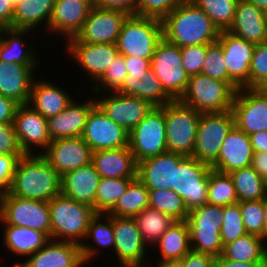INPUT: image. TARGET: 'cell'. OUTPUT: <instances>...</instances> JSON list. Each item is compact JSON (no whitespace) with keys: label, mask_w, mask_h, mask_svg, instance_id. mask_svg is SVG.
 Wrapping results in <instances>:
<instances>
[{"label":"cell","mask_w":267,"mask_h":267,"mask_svg":"<svg viewBox=\"0 0 267 267\" xmlns=\"http://www.w3.org/2000/svg\"><path fill=\"white\" fill-rule=\"evenodd\" d=\"M163 38L178 47L216 42L220 31L193 1L185 0L163 20Z\"/></svg>","instance_id":"6da1fadb"},{"label":"cell","mask_w":267,"mask_h":267,"mask_svg":"<svg viewBox=\"0 0 267 267\" xmlns=\"http://www.w3.org/2000/svg\"><path fill=\"white\" fill-rule=\"evenodd\" d=\"M11 195L49 202L61 193V175L40 154H24L18 161Z\"/></svg>","instance_id":"7a4b0ae2"},{"label":"cell","mask_w":267,"mask_h":267,"mask_svg":"<svg viewBox=\"0 0 267 267\" xmlns=\"http://www.w3.org/2000/svg\"><path fill=\"white\" fill-rule=\"evenodd\" d=\"M50 239L81 245L90 220L96 215L93 207L74 201L60 193L49 202Z\"/></svg>","instance_id":"3957f363"},{"label":"cell","mask_w":267,"mask_h":267,"mask_svg":"<svg viewBox=\"0 0 267 267\" xmlns=\"http://www.w3.org/2000/svg\"><path fill=\"white\" fill-rule=\"evenodd\" d=\"M236 91L224 81L198 74L190 76L178 99L198 113H221L231 110Z\"/></svg>","instance_id":"277c9868"},{"label":"cell","mask_w":267,"mask_h":267,"mask_svg":"<svg viewBox=\"0 0 267 267\" xmlns=\"http://www.w3.org/2000/svg\"><path fill=\"white\" fill-rule=\"evenodd\" d=\"M163 39L162 21L129 15L123 23L116 46L123 56L151 60L157 44Z\"/></svg>","instance_id":"5b68a950"},{"label":"cell","mask_w":267,"mask_h":267,"mask_svg":"<svg viewBox=\"0 0 267 267\" xmlns=\"http://www.w3.org/2000/svg\"><path fill=\"white\" fill-rule=\"evenodd\" d=\"M223 206L206 203L193 208L187 216L191 250L219 257L223 254L220 237Z\"/></svg>","instance_id":"8992f818"},{"label":"cell","mask_w":267,"mask_h":267,"mask_svg":"<svg viewBox=\"0 0 267 267\" xmlns=\"http://www.w3.org/2000/svg\"><path fill=\"white\" fill-rule=\"evenodd\" d=\"M199 119L200 113L178 99L165 104L167 152L192 156Z\"/></svg>","instance_id":"52a82bcc"},{"label":"cell","mask_w":267,"mask_h":267,"mask_svg":"<svg viewBox=\"0 0 267 267\" xmlns=\"http://www.w3.org/2000/svg\"><path fill=\"white\" fill-rule=\"evenodd\" d=\"M128 147L136 163L167 152L165 105L155 106L128 133Z\"/></svg>","instance_id":"ba28073f"},{"label":"cell","mask_w":267,"mask_h":267,"mask_svg":"<svg viewBox=\"0 0 267 267\" xmlns=\"http://www.w3.org/2000/svg\"><path fill=\"white\" fill-rule=\"evenodd\" d=\"M234 126L231 110L221 113H201L192 157L212 166L218 159L221 145Z\"/></svg>","instance_id":"9c48e42d"},{"label":"cell","mask_w":267,"mask_h":267,"mask_svg":"<svg viewBox=\"0 0 267 267\" xmlns=\"http://www.w3.org/2000/svg\"><path fill=\"white\" fill-rule=\"evenodd\" d=\"M212 167L186 156L175 168L171 190L183 198L188 211L207 203L209 173Z\"/></svg>","instance_id":"30bf717a"},{"label":"cell","mask_w":267,"mask_h":267,"mask_svg":"<svg viewBox=\"0 0 267 267\" xmlns=\"http://www.w3.org/2000/svg\"><path fill=\"white\" fill-rule=\"evenodd\" d=\"M0 219L8 225L39 230L50 238L48 202L24 199L8 192L0 198Z\"/></svg>","instance_id":"8fae6325"},{"label":"cell","mask_w":267,"mask_h":267,"mask_svg":"<svg viewBox=\"0 0 267 267\" xmlns=\"http://www.w3.org/2000/svg\"><path fill=\"white\" fill-rule=\"evenodd\" d=\"M182 63L180 47L163 38L156 46L151 59V68L161 81L164 90L174 100L182 96L190 78Z\"/></svg>","instance_id":"7c38bea8"},{"label":"cell","mask_w":267,"mask_h":267,"mask_svg":"<svg viewBox=\"0 0 267 267\" xmlns=\"http://www.w3.org/2000/svg\"><path fill=\"white\" fill-rule=\"evenodd\" d=\"M231 111L234 125L248 136L267 131V88H240Z\"/></svg>","instance_id":"4fadbf2b"},{"label":"cell","mask_w":267,"mask_h":267,"mask_svg":"<svg viewBox=\"0 0 267 267\" xmlns=\"http://www.w3.org/2000/svg\"><path fill=\"white\" fill-rule=\"evenodd\" d=\"M129 15L125 12L94 6L82 29L66 43L116 44L123 23Z\"/></svg>","instance_id":"5bb4252c"},{"label":"cell","mask_w":267,"mask_h":267,"mask_svg":"<svg viewBox=\"0 0 267 267\" xmlns=\"http://www.w3.org/2000/svg\"><path fill=\"white\" fill-rule=\"evenodd\" d=\"M93 95H95L96 104L106 116L128 132L155 107L147 100L118 92L94 93Z\"/></svg>","instance_id":"9a60e30c"},{"label":"cell","mask_w":267,"mask_h":267,"mask_svg":"<svg viewBox=\"0 0 267 267\" xmlns=\"http://www.w3.org/2000/svg\"><path fill=\"white\" fill-rule=\"evenodd\" d=\"M13 125L23 154L41 155L52 141L47 119L28 104L18 105Z\"/></svg>","instance_id":"2e32d148"},{"label":"cell","mask_w":267,"mask_h":267,"mask_svg":"<svg viewBox=\"0 0 267 267\" xmlns=\"http://www.w3.org/2000/svg\"><path fill=\"white\" fill-rule=\"evenodd\" d=\"M128 131L113 122L96 104L90 111L81 135L93 152L128 146Z\"/></svg>","instance_id":"e0dca14e"},{"label":"cell","mask_w":267,"mask_h":267,"mask_svg":"<svg viewBox=\"0 0 267 267\" xmlns=\"http://www.w3.org/2000/svg\"><path fill=\"white\" fill-rule=\"evenodd\" d=\"M93 151L81 137L52 140L41 154L61 175L92 162Z\"/></svg>","instance_id":"ac0fdd59"},{"label":"cell","mask_w":267,"mask_h":267,"mask_svg":"<svg viewBox=\"0 0 267 267\" xmlns=\"http://www.w3.org/2000/svg\"><path fill=\"white\" fill-rule=\"evenodd\" d=\"M65 52L70 54L83 72L85 71L89 82L96 83L106 72L109 65L117 57L119 51L116 44L66 43Z\"/></svg>","instance_id":"d6986e66"},{"label":"cell","mask_w":267,"mask_h":267,"mask_svg":"<svg viewBox=\"0 0 267 267\" xmlns=\"http://www.w3.org/2000/svg\"><path fill=\"white\" fill-rule=\"evenodd\" d=\"M222 48L229 77L240 87L249 88L250 64L255 44L221 31L217 40Z\"/></svg>","instance_id":"ffe728a7"},{"label":"cell","mask_w":267,"mask_h":267,"mask_svg":"<svg viewBox=\"0 0 267 267\" xmlns=\"http://www.w3.org/2000/svg\"><path fill=\"white\" fill-rule=\"evenodd\" d=\"M24 260V261H23ZM23 262L17 261L18 267H85L81 248L73 242L49 240L37 252Z\"/></svg>","instance_id":"44dd1931"},{"label":"cell","mask_w":267,"mask_h":267,"mask_svg":"<svg viewBox=\"0 0 267 267\" xmlns=\"http://www.w3.org/2000/svg\"><path fill=\"white\" fill-rule=\"evenodd\" d=\"M114 250L118 263L147 262V248L134 218L113 216Z\"/></svg>","instance_id":"7402d4cb"},{"label":"cell","mask_w":267,"mask_h":267,"mask_svg":"<svg viewBox=\"0 0 267 267\" xmlns=\"http://www.w3.org/2000/svg\"><path fill=\"white\" fill-rule=\"evenodd\" d=\"M253 149L249 136L235 125L223 140L213 170L224 174L251 166Z\"/></svg>","instance_id":"603a6c76"},{"label":"cell","mask_w":267,"mask_h":267,"mask_svg":"<svg viewBox=\"0 0 267 267\" xmlns=\"http://www.w3.org/2000/svg\"><path fill=\"white\" fill-rule=\"evenodd\" d=\"M95 3H81L79 0H55L49 20L50 32L62 35L64 40L75 37L82 29Z\"/></svg>","instance_id":"cb8c5ba5"},{"label":"cell","mask_w":267,"mask_h":267,"mask_svg":"<svg viewBox=\"0 0 267 267\" xmlns=\"http://www.w3.org/2000/svg\"><path fill=\"white\" fill-rule=\"evenodd\" d=\"M40 65H20L0 60V95L18 105L28 104L32 84Z\"/></svg>","instance_id":"d4e9b609"},{"label":"cell","mask_w":267,"mask_h":267,"mask_svg":"<svg viewBox=\"0 0 267 267\" xmlns=\"http://www.w3.org/2000/svg\"><path fill=\"white\" fill-rule=\"evenodd\" d=\"M186 156L166 152L137 163V177L148 190L171 189L175 168Z\"/></svg>","instance_id":"484cf974"},{"label":"cell","mask_w":267,"mask_h":267,"mask_svg":"<svg viewBox=\"0 0 267 267\" xmlns=\"http://www.w3.org/2000/svg\"><path fill=\"white\" fill-rule=\"evenodd\" d=\"M78 101L73 99L71 103L58 115L47 119L48 131L51 140L81 137L87 117L96 105L95 97ZM81 102V103H80Z\"/></svg>","instance_id":"4316f807"},{"label":"cell","mask_w":267,"mask_h":267,"mask_svg":"<svg viewBox=\"0 0 267 267\" xmlns=\"http://www.w3.org/2000/svg\"><path fill=\"white\" fill-rule=\"evenodd\" d=\"M228 32L253 44L265 43L267 13L246 0H239L233 24Z\"/></svg>","instance_id":"83f0119b"},{"label":"cell","mask_w":267,"mask_h":267,"mask_svg":"<svg viewBox=\"0 0 267 267\" xmlns=\"http://www.w3.org/2000/svg\"><path fill=\"white\" fill-rule=\"evenodd\" d=\"M100 180L101 177L91 162L61 176V193L93 207L95 211V197Z\"/></svg>","instance_id":"f1b7e54d"},{"label":"cell","mask_w":267,"mask_h":267,"mask_svg":"<svg viewBox=\"0 0 267 267\" xmlns=\"http://www.w3.org/2000/svg\"><path fill=\"white\" fill-rule=\"evenodd\" d=\"M116 92L147 100L154 106H163L174 100L164 90L152 68L144 72L137 71L127 74L122 86Z\"/></svg>","instance_id":"f546056e"},{"label":"cell","mask_w":267,"mask_h":267,"mask_svg":"<svg viewBox=\"0 0 267 267\" xmlns=\"http://www.w3.org/2000/svg\"><path fill=\"white\" fill-rule=\"evenodd\" d=\"M73 94H68L51 81L36 78L32 84L28 102L35 111L46 119L61 113L73 100Z\"/></svg>","instance_id":"4dcf8cb0"},{"label":"cell","mask_w":267,"mask_h":267,"mask_svg":"<svg viewBox=\"0 0 267 267\" xmlns=\"http://www.w3.org/2000/svg\"><path fill=\"white\" fill-rule=\"evenodd\" d=\"M92 163L101 178L137 177V163L128 146L95 151Z\"/></svg>","instance_id":"1f68e13d"},{"label":"cell","mask_w":267,"mask_h":267,"mask_svg":"<svg viewBox=\"0 0 267 267\" xmlns=\"http://www.w3.org/2000/svg\"><path fill=\"white\" fill-rule=\"evenodd\" d=\"M3 233V247L11 254L25 258L31 256L39 249L44 247L50 238L39 230H34L28 227L14 226L5 224L0 219Z\"/></svg>","instance_id":"d6a6232c"},{"label":"cell","mask_w":267,"mask_h":267,"mask_svg":"<svg viewBox=\"0 0 267 267\" xmlns=\"http://www.w3.org/2000/svg\"><path fill=\"white\" fill-rule=\"evenodd\" d=\"M114 230H113V216L108 214H96L89 223L86 237L80 245L84 263L88 265L90 261L96 259L99 251L102 249L114 250ZM88 240L92 242L87 243ZM86 241V242H85ZM92 243V245L90 244ZM100 248V249H99Z\"/></svg>","instance_id":"836d02e7"},{"label":"cell","mask_w":267,"mask_h":267,"mask_svg":"<svg viewBox=\"0 0 267 267\" xmlns=\"http://www.w3.org/2000/svg\"><path fill=\"white\" fill-rule=\"evenodd\" d=\"M31 31L34 32L33 30L2 28L0 35V60L20 65H39L41 59L38 58L39 56H37L34 46L31 47L30 45L28 47L26 41H23L24 36L30 35Z\"/></svg>","instance_id":"e575fe53"},{"label":"cell","mask_w":267,"mask_h":267,"mask_svg":"<svg viewBox=\"0 0 267 267\" xmlns=\"http://www.w3.org/2000/svg\"><path fill=\"white\" fill-rule=\"evenodd\" d=\"M54 4L55 0H22L14 8L12 29L35 31L43 26L48 33Z\"/></svg>","instance_id":"d590c367"},{"label":"cell","mask_w":267,"mask_h":267,"mask_svg":"<svg viewBox=\"0 0 267 267\" xmlns=\"http://www.w3.org/2000/svg\"><path fill=\"white\" fill-rule=\"evenodd\" d=\"M160 252L156 263L171 259H181L191 251L190 232L187 221H175L153 245Z\"/></svg>","instance_id":"8d00e7d4"},{"label":"cell","mask_w":267,"mask_h":267,"mask_svg":"<svg viewBox=\"0 0 267 267\" xmlns=\"http://www.w3.org/2000/svg\"><path fill=\"white\" fill-rule=\"evenodd\" d=\"M222 255L231 261L265 262L267 259V244L263 238L247 233L226 244Z\"/></svg>","instance_id":"74e56055"},{"label":"cell","mask_w":267,"mask_h":267,"mask_svg":"<svg viewBox=\"0 0 267 267\" xmlns=\"http://www.w3.org/2000/svg\"><path fill=\"white\" fill-rule=\"evenodd\" d=\"M148 206L149 190L136 177L107 214L119 218H134Z\"/></svg>","instance_id":"f35d334b"},{"label":"cell","mask_w":267,"mask_h":267,"mask_svg":"<svg viewBox=\"0 0 267 267\" xmlns=\"http://www.w3.org/2000/svg\"><path fill=\"white\" fill-rule=\"evenodd\" d=\"M238 202L255 201L266 198V180L252 166L232 171Z\"/></svg>","instance_id":"ab89813d"},{"label":"cell","mask_w":267,"mask_h":267,"mask_svg":"<svg viewBox=\"0 0 267 267\" xmlns=\"http://www.w3.org/2000/svg\"><path fill=\"white\" fill-rule=\"evenodd\" d=\"M134 220L147 246H153L163 233L175 222L171 216L150 207L145 208L136 215Z\"/></svg>","instance_id":"60d3db41"},{"label":"cell","mask_w":267,"mask_h":267,"mask_svg":"<svg viewBox=\"0 0 267 267\" xmlns=\"http://www.w3.org/2000/svg\"><path fill=\"white\" fill-rule=\"evenodd\" d=\"M135 178H101L95 197V213L107 214Z\"/></svg>","instance_id":"b9f144b4"},{"label":"cell","mask_w":267,"mask_h":267,"mask_svg":"<svg viewBox=\"0 0 267 267\" xmlns=\"http://www.w3.org/2000/svg\"><path fill=\"white\" fill-rule=\"evenodd\" d=\"M148 207L171 216L175 221H185L189 215L183 198L171 189L149 190Z\"/></svg>","instance_id":"7bdbcfd3"},{"label":"cell","mask_w":267,"mask_h":267,"mask_svg":"<svg viewBox=\"0 0 267 267\" xmlns=\"http://www.w3.org/2000/svg\"><path fill=\"white\" fill-rule=\"evenodd\" d=\"M207 203L225 206L238 203L234 182L229 174L211 170L209 173Z\"/></svg>","instance_id":"ee69618b"},{"label":"cell","mask_w":267,"mask_h":267,"mask_svg":"<svg viewBox=\"0 0 267 267\" xmlns=\"http://www.w3.org/2000/svg\"><path fill=\"white\" fill-rule=\"evenodd\" d=\"M212 20L219 31H228L233 24L239 0H191Z\"/></svg>","instance_id":"f6af8a7d"},{"label":"cell","mask_w":267,"mask_h":267,"mask_svg":"<svg viewBox=\"0 0 267 267\" xmlns=\"http://www.w3.org/2000/svg\"><path fill=\"white\" fill-rule=\"evenodd\" d=\"M201 74L227 82L236 92L240 89L228 75L223 48L218 41L207 45L206 58L202 65Z\"/></svg>","instance_id":"bcb514c9"},{"label":"cell","mask_w":267,"mask_h":267,"mask_svg":"<svg viewBox=\"0 0 267 267\" xmlns=\"http://www.w3.org/2000/svg\"><path fill=\"white\" fill-rule=\"evenodd\" d=\"M247 234L240 210V202L223 206L220 237L223 247Z\"/></svg>","instance_id":"7dc6e473"},{"label":"cell","mask_w":267,"mask_h":267,"mask_svg":"<svg viewBox=\"0 0 267 267\" xmlns=\"http://www.w3.org/2000/svg\"><path fill=\"white\" fill-rule=\"evenodd\" d=\"M127 74L124 56L118 54L103 76L92 85L90 90L92 94L116 92L122 86Z\"/></svg>","instance_id":"c3c4849f"},{"label":"cell","mask_w":267,"mask_h":267,"mask_svg":"<svg viewBox=\"0 0 267 267\" xmlns=\"http://www.w3.org/2000/svg\"><path fill=\"white\" fill-rule=\"evenodd\" d=\"M245 230L248 234L264 237L263 199L240 202Z\"/></svg>","instance_id":"681fc988"},{"label":"cell","mask_w":267,"mask_h":267,"mask_svg":"<svg viewBox=\"0 0 267 267\" xmlns=\"http://www.w3.org/2000/svg\"><path fill=\"white\" fill-rule=\"evenodd\" d=\"M249 88H267V42L255 44L250 64Z\"/></svg>","instance_id":"f907efd6"},{"label":"cell","mask_w":267,"mask_h":267,"mask_svg":"<svg viewBox=\"0 0 267 267\" xmlns=\"http://www.w3.org/2000/svg\"><path fill=\"white\" fill-rule=\"evenodd\" d=\"M185 0H137L135 15L163 20Z\"/></svg>","instance_id":"816d5d0a"},{"label":"cell","mask_w":267,"mask_h":267,"mask_svg":"<svg viewBox=\"0 0 267 267\" xmlns=\"http://www.w3.org/2000/svg\"><path fill=\"white\" fill-rule=\"evenodd\" d=\"M207 45L180 47L182 66L190 76L201 74L202 65L206 58Z\"/></svg>","instance_id":"f5cc1de1"},{"label":"cell","mask_w":267,"mask_h":267,"mask_svg":"<svg viewBox=\"0 0 267 267\" xmlns=\"http://www.w3.org/2000/svg\"><path fill=\"white\" fill-rule=\"evenodd\" d=\"M23 155H0V196L10 191L14 172L19 159Z\"/></svg>","instance_id":"db71d44e"},{"label":"cell","mask_w":267,"mask_h":267,"mask_svg":"<svg viewBox=\"0 0 267 267\" xmlns=\"http://www.w3.org/2000/svg\"><path fill=\"white\" fill-rule=\"evenodd\" d=\"M0 155H24L13 124H0Z\"/></svg>","instance_id":"11a10c76"},{"label":"cell","mask_w":267,"mask_h":267,"mask_svg":"<svg viewBox=\"0 0 267 267\" xmlns=\"http://www.w3.org/2000/svg\"><path fill=\"white\" fill-rule=\"evenodd\" d=\"M137 0H95V5L104 8L119 10L128 15H135Z\"/></svg>","instance_id":"9f6ffc18"},{"label":"cell","mask_w":267,"mask_h":267,"mask_svg":"<svg viewBox=\"0 0 267 267\" xmlns=\"http://www.w3.org/2000/svg\"><path fill=\"white\" fill-rule=\"evenodd\" d=\"M183 261L185 267H214L215 258L211 255L191 250L183 257Z\"/></svg>","instance_id":"6f0895ef"},{"label":"cell","mask_w":267,"mask_h":267,"mask_svg":"<svg viewBox=\"0 0 267 267\" xmlns=\"http://www.w3.org/2000/svg\"><path fill=\"white\" fill-rule=\"evenodd\" d=\"M18 104L0 95V124H13Z\"/></svg>","instance_id":"680465c9"},{"label":"cell","mask_w":267,"mask_h":267,"mask_svg":"<svg viewBox=\"0 0 267 267\" xmlns=\"http://www.w3.org/2000/svg\"><path fill=\"white\" fill-rule=\"evenodd\" d=\"M127 73L146 71L151 68V60L139 58L138 56H124Z\"/></svg>","instance_id":"91938a15"},{"label":"cell","mask_w":267,"mask_h":267,"mask_svg":"<svg viewBox=\"0 0 267 267\" xmlns=\"http://www.w3.org/2000/svg\"><path fill=\"white\" fill-rule=\"evenodd\" d=\"M13 15L14 7L10 0H0V27L12 28Z\"/></svg>","instance_id":"94428289"},{"label":"cell","mask_w":267,"mask_h":267,"mask_svg":"<svg viewBox=\"0 0 267 267\" xmlns=\"http://www.w3.org/2000/svg\"><path fill=\"white\" fill-rule=\"evenodd\" d=\"M251 166L265 180H267V153L254 152Z\"/></svg>","instance_id":"6125c7cd"},{"label":"cell","mask_w":267,"mask_h":267,"mask_svg":"<svg viewBox=\"0 0 267 267\" xmlns=\"http://www.w3.org/2000/svg\"><path fill=\"white\" fill-rule=\"evenodd\" d=\"M263 263L231 261L221 255L215 258L214 267H263Z\"/></svg>","instance_id":"be15d7a7"},{"label":"cell","mask_w":267,"mask_h":267,"mask_svg":"<svg viewBox=\"0 0 267 267\" xmlns=\"http://www.w3.org/2000/svg\"><path fill=\"white\" fill-rule=\"evenodd\" d=\"M249 139L253 152L267 153V131H259L252 135H249Z\"/></svg>","instance_id":"e7e4bbea"},{"label":"cell","mask_w":267,"mask_h":267,"mask_svg":"<svg viewBox=\"0 0 267 267\" xmlns=\"http://www.w3.org/2000/svg\"><path fill=\"white\" fill-rule=\"evenodd\" d=\"M156 266L154 267H185V263L183 258L181 259H171L165 260L163 262L155 263Z\"/></svg>","instance_id":"03108f58"},{"label":"cell","mask_w":267,"mask_h":267,"mask_svg":"<svg viewBox=\"0 0 267 267\" xmlns=\"http://www.w3.org/2000/svg\"><path fill=\"white\" fill-rule=\"evenodd\" d=\"M151 262H149V264L146 262H127V263H117L119 265H117L118 267H154L152 264H150ZM152 265V266H151ZM116 266V267H117Z\"/></svg>","instance_id":"003e7915"},{"label":"cell","mask_w":267,"mask_h":267,"mask_svg":"<svg viewBox=\"0 0 267 267\" xmlns=\"http://www.w3.org/2000/svg\"><path fill=\"white\" fill-rule=\"evenodd\" d=\"M263 213H264V237L263 240L267 244V200L263 199Z\"/></svg>","instance_id":"a7ac6f4b"},{"label":"cell","mask_w":267,"mask_h":267,"mask_svg":"<svg viewBox=\"0 0 267 267\" xmlns=\"http://www.w3.org/2000/svg\"><path fill=\"white\" fill-rule=\"evenodd\" d=\"M246 1L254 4L257 8L267 13V0H246Z\"/></svg>","instance_id":"89a4df30"},{"label":"cell","mask_w":267,"mask_h":267,"mask_svg":"<svg viewBox=\"0 0 267 267\" xmlns=\"http://www.w3.org/2000/svg\"><path fill=\"white\" fill-rule=\"evenodd\" d=\"M22 0H10L12 6L15 8Z\"/></svg>","instance_id":"2644e50d"},{"label":"cell","mask_w":267,"mask_h":267,"mask_svg":"<svg viewBox=\"0 0 267 267\" xmlns=\"http://www.w3.org/2000/svg\"><path fill=\"white\" fill-rule=\"evenodd\" d=\"M81 3H95V0H79Z\"/></svg>","instance_id":"8c879c8a"},{"label":"cell","mask_w":267,"mask_h":267,"mask_svg":"<svg viewBox=\"0 0 267 267\" xmlns=\"http://www.w3.org/2000/svg\"><path fill=\"white\" fill-rule=\"evenodd\" d=\"M265 189H266V200H267V180H266V187H265Z\"/></svg>","instance_id":"753ad0ef"},{"label":"cell","mask_w":267,"mask_h":267,"mask_svg":"<svg viewBox=\"0 0 267 267\" xmlns=\"http://www.w3.org/2000/svg\"><path fill=\"white\" fill-rule=\"evenodd\" d=\"M263 267H267V259H266V261L263 263Z\"/></svg>","instance_id":"34e18365"}]
</instances>
